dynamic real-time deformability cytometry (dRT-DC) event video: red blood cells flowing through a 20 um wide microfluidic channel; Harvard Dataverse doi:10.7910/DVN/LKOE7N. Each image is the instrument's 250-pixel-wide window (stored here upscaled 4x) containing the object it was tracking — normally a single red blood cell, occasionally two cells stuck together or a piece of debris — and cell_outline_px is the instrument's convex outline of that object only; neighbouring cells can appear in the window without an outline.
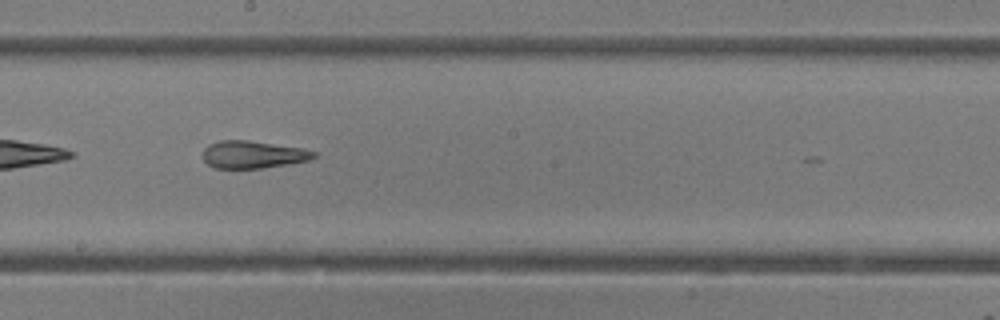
{"species": "common noctule bat (a hibernating species)", "species_latin": "Nyctalus noctula", "temperature_condition": "room temperature", "stored_images_in_passage": 15, "camera_frame_rate_fps": 3000, "um_per_image_px": 0.085, "animal": {"sex": "female"}, "frame": {"image": 1, "passage_image": 12, "time_ms": 3.667, "image_size_px": [1000, 320], "cell_outline_px": [[316, 156], [308, 160], [288, 164], [260, 168], [216, 168], [208, 164], [200, 156], [204, 148], [208, 144], [220, 140], [248, 140], [304, 148], [316, 152]], "centroid_in_image_um": [21.46, 13.12], "position_along_channel_um": 226.7, "area_um2": 17.86}}